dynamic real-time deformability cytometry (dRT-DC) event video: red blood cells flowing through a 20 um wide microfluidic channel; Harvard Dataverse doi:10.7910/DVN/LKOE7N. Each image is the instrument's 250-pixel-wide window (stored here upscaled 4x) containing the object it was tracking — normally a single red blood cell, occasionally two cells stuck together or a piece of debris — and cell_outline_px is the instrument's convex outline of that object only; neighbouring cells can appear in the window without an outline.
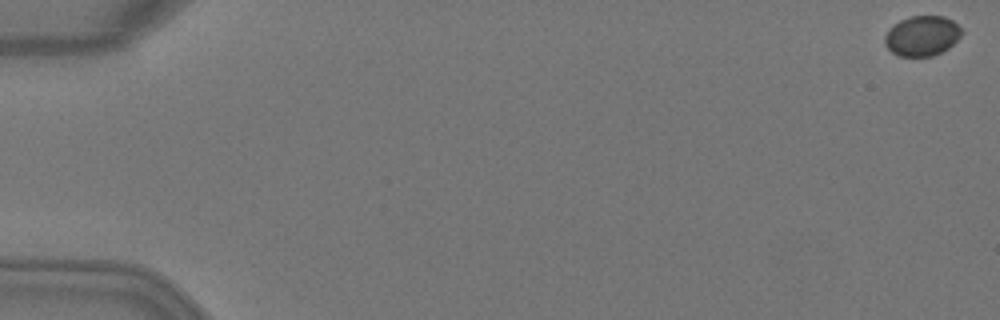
{"species": "Egyptian fruit bat (a non-hibernating species)", "species_latin": "Rousettus aegyptiacus", "temperature_condition": "warm", "stored_images_in_passage": 6, "camera_frame_rate_fps": 3000, "um_per_image_px": 0.085, "animal": {"sex": "female"}, "frame": {"image": 1, "passage_image": 1, "time_ms": 0.0, "image_size_px": [1000, 320], "cell_outline_px": [[964, 32], [948, 48], [932, 56], [900, 56], [892, 52], [884, 44], [884, 36], [900, 20], [912, 16], [944, 16], [952, 20]], "centroid_in_image_um": [78.38, 3.05], "position_along_channel_um": 6.6, "area_um2": 17.69}}